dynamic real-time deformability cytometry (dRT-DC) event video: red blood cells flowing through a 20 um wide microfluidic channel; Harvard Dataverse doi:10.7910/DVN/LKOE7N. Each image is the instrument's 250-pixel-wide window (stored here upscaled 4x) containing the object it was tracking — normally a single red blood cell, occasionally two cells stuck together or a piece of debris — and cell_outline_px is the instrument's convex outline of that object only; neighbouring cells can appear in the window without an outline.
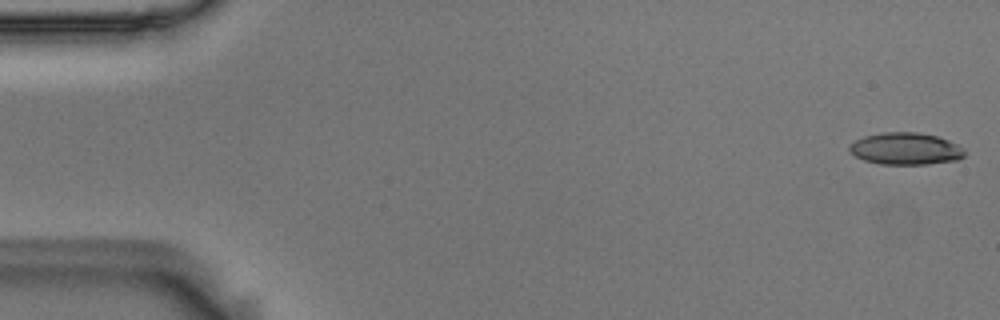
{"species": "Egyptian fruit bat (a non-hibernating species)", "species_latin": "Rousettus aegyptiacus", "temperature_condition": "room temperature", "stored_images_in_passage": 55, "camera_frame_rate_fps": 3000, "um_per_image_px": 0.085, "animal": {"sex": "male"}, "frame": {"image": 1, "passage_image": 1, "time_ms": 0.0, "image_size_px": [1000, 320], "cell_outline_px": [[964, 156], [956, 160], [928, 164], [880, 164], [864, 160], [856, 156], [848, 148], [848, 144], [864, 136], [884, 132], [916, 132], [936, 136], [948, 140], [964, 148]], "centroid_in_image_um": [76.96, 12.64], "position_along_channel_um": 8.0, "area_um2": 21.39}}
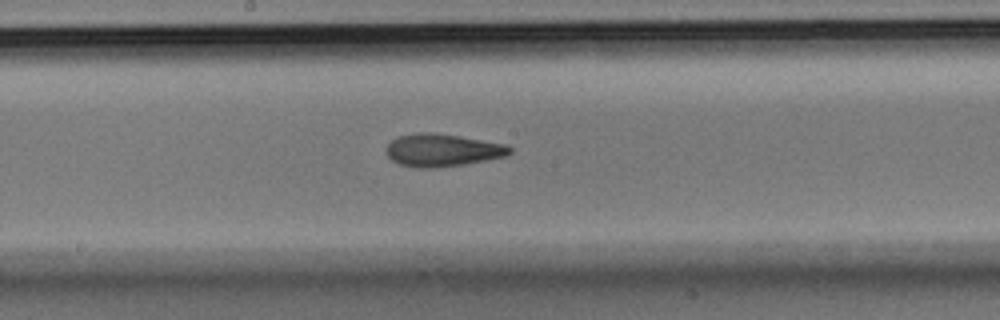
{"frame": {"image": 2, "passage_image": 29, "time_ms": 9.333, "image_size_px": [1000, 320], "cell_outline_px": [[512, 152], [508, 156], [464, 164], [436, 168], [416, 168], [400, 164], [392, 160], [384, 152], [384, 148], [392, 140], [400, 136], [420, 132], [432, 132], [460, 136], [508, 144], [512, 148]], "centroid_in_image_um": [37.62, 12.76], "position_along_channel_um": 210.6, "area_um2": 23.76}}
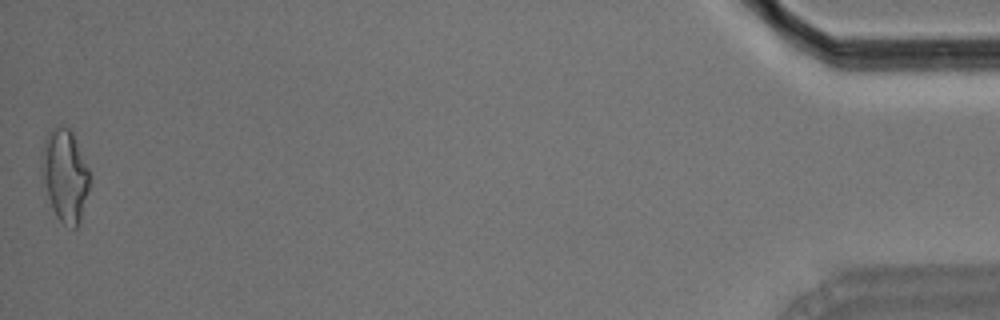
{"frame": {"image": 3, "passage_image": 55, "time_ms": 18.0, "image_size_px": [1000, 320], "cell_outline_px": [[92, 176], [80, 224], [76, 228], [72, 228], [64, 224], [56, 216], [52, 208], [48, 196], [40, 168], [40, 152], [44, 140], [48, 132], [60, 124], [68, 128], [72, 132]], "centroid_in_image_um": [5.52, 14.9], "position_along_channel_um": 429.7, "area_um2": 26.18}, "authors_computed_cell_mechanics": {"area_um2": 22.831, "velocity_mm_per_s": 3.6203, "shape_relaxation_time_tau1_ms": 8.4384, "shape_relaxation_time_tau2_ms": 3.4558, "deformation_change_tau1": 0.203, "deformation_change_tau2": 0.1178}}